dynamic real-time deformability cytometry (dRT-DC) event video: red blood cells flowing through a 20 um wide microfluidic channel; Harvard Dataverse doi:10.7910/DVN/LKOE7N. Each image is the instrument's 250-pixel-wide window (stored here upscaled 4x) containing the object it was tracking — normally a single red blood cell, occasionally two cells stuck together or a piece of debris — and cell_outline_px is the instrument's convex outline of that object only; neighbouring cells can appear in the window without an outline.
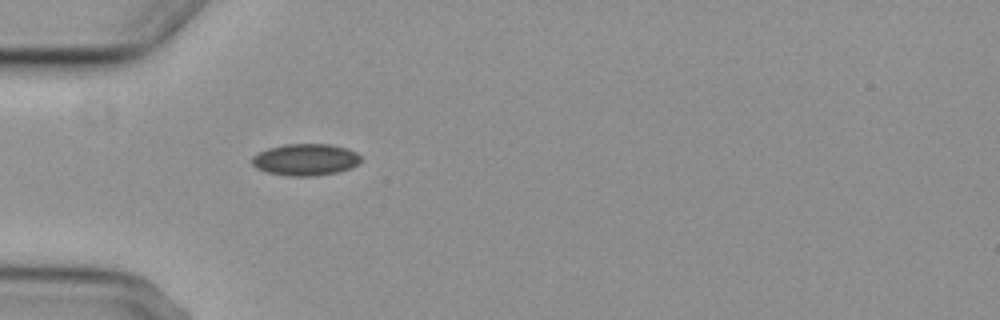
{"species": "common noctule bat (a hibernating species)", "species_latin": "Nyctalus noctula", "temperature_condition": "cold", "stored_images_in_passage": 3, "camera_frame_rate_fps": 3000, "um_per_image_px": 0.085, "animal": {"sex": "female", "body_mass_g": 29.2, "forearm_length_mm": 56.3}, "frame": {"image": 1, "passage_image": 3, "time_ms": 3.333, "image_size_px": [1000, 320], "cell_outline_px": [[360, 160], [356, 164], [348, 168], [336, 172], [316, 176], [288, 176], [268, 172], [256, 168], [252, 164], [252, 156], [268, 148], [284, 144], [332, 144], [348, 148], [356, 152], [360, 156]], "centroid_in_image_um": [25.95, 13.56], "position_along_channel_um": 59.1, "area_um2": 20.06}}